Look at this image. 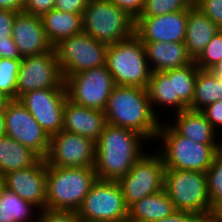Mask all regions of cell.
Returning <instances> with one entry per match:
<instances>
[{
    "mask_svg": "<svg viewBox=\"0 0 222 222\" xmlns=\"http://www.w3.org/2000/svg\"><path fill=\"white\" fill-rule=\"evenodd\" d=\"M205 218L196 212L175 210L171 215L156 222H204Z\"/></svg>",
    "mask_w": 222,
    "mask_h": 222,
    "instance_id": "obj_40",
    "label": "cell"
},
{
    "mask_svg": "<svg viewBox=\"0 0 222 222\" xmlns=\"http://www.w3.org/2000/svg\"><path fill=\"white\" fill-rule=\"evenodd\" d=\"M163 121L160 123L155 143L160 141V148L156 151L162 156L165 168L206 173L214 156L222 149V144H200L182 137L167 121Z\"/></svg>",
    "mask_w": 222,
    "mask_h": 222,
    "instance_id": "obj_4",
    "label": "cell"
},
{
    "mask_svg": "<svg viewBox=\"0 0 222 222\" xmlns=\"http://www.w3.org/2000/svg\"><path fill=\"white\" fill-rule=\"evenodd\" d=\"M6 135L31 148L41 158L47 156L50 137L19 100H10L4 109Z\"/></svg>",
    "mask_w": 222,
    "mask_h": 222,
    "instance_id": "obj_14",
    "label": "cell"
},
{
    "mask_svg": "<svg viewBox=\"0 0 222 222\" xmlns=\"http://www.w3.org/2000/svg\"><path fill=\"white\" fill-rule=\"evenodd\" d=\"M5 188V175L0 173V193L3 191Z\"/></svg>",
    "mask_w": 222,
    "mask_h": 222,
    "instance_id": "obj_48",
    "label": "cell"
},
{
    "mask_svg": "<svg viewBox=\"0 0 222 222\" xmlns=\"http://www.w3.org/2000/svg\"><path fill=\"white\" fill-rule=\"evenodd\" d=\"M55 0H25L23 12L42 17L45 13L54 9Z\"/></svg>",
    "mask_w": 222,
    "mask_h": 222,
    "instance_id": "obj_36",
    "label": "cell"
},
{
    "mask_svg": "<svg viewBox=\"0 0 222 222\" xmlns=\"http://www.w3.org/2000/svg\"><path fill=\"white\" fill-rule=\"evenodd\" d=\"M39 212L35 205L6 187L0 193V222H38Z\"/></svg>",
    "mask_w": 222,
    "mask_h": 222,
    "instance_id": "obj_27",
    "label": "cell"
},
{
    "mask_svg": "<svg viewBox=\"0 0 222 222\" xmlns=\"http://www.w3.org/2000/svg\"><path fill=\"white\" fill-rule=\"evenodd\" d=\"M103 112L108 124L140 133L152 143L156 140L161 121L151 108L147 88L116 85Z\"/></svg>",
    "mask_w": 222,
    "mask_h": 222,
    "instance_id": "obj_2",
    "label": "cell"
},
{
    "mask_svg": "<svg viewBox=\"0 0 222 222\" xmlns=\"http://www.w3.org/2000/svg\"><path fill=\"white\" fill-rule=\"evenodd\" d=\"M222 58V30L206 45L194 59L196 66L201 70H209Z\"/></svg>",
    "mask_w": 222,
    "mask_h": 222,
    "instance_id": "obj_32",
    "label": "cell"
},
{
    "mask_svg": "<svg viewBox=\"0 0 222 222\" xmlns=\"http://www.w3.org/2000/svg\"><path fill=\"white\" fill-rule=\"evenodd\" d=\"M175 211L165 189L142 198L128 208L127 222H156Z\"/></svg>",
    "mask_w": 222,
    "mask_h": 222,
    "instance_id": "obj_24",
    "label": "cell"
},
{
    "mask_svg": "<svg viewBox=\"0 0 222 222\" xmlns=\"http://www.w3.org/2000/svg\"><path fill=\"white\" fill-rule=\"evenodd\" d=\"M201 112L205 115L212 127L217 132L222 133V100H217L216 102L208 105Z\"/></svg>",
    "mask_w": 222,
    "mask_h": 222,
    "instance_id": "obj_37",
    "label": "cell"
},
{
    "mask_svg": "<svg viewBox=\"0 0 222 222\" xmlns=\"http://www.w3.org/2000/svg\"><path fill=\"white\" fill-rule=\"evenodd\" d=\"M12 38L21 58L55 51L47 39L42 19L39 16L18 13L13 22Z\"/></svg>",
    "mask_w": 222,
    "mask_h": 222,
    "instance_id": "obj_18",
    "label": "cell"
},
{
    "mask_svg": "<svg viewBox=\"0 0 222 222\" xmlns=\"http://www.w3.org/2000/svg\"><path fill=\"white\" fill-rule=\"evenodd\" d=\"M147 92L151 108L161 121L163 119L160 116L166 109H168L166 111L168 114L171 111L172 114H175L188 109V106L178 96H175L174 78H170V69L163 72H152ZM162 110L163 112H161Z\"/></svg>",
    "mask_w": 222,
    "mask_h": 222,
    "instance_id": "obj_21",
    "label": "cell"
},
{
    "mask_svg": "<svg viewBox=\"0 0 222 222\" xmlns=\"http://www.w3.org/2000/svg\"><path fill=\"white\" fill-rule=\"evenodd\" d=\"M216 79L221 80L222 81V76H215Z\"/></svg>",
    "mask_w": 222,
    "mask_h": 222,
    "instance_id": "obj_51",
    "label": "cell"
},
{
    "mask_svg": "<svg viewBox=\"0 0 222 222\" xmlns=\"http://www.w3.org/2000/svg\"><path fill=\"white\" fill-rule=\"evenodd\" d=\"M18 13L0 10V41L13 40V22Z\"/></svg>",
    "mask_w": 222,
    "mask_h": 222,
    "instance_id": "obj_38",
    "label": "cell"
},
{
    "mask_svg": "<svg viewBox=\"0 0 222 222\" xmlns=\"http://www.w3.org/2000/svg\"><path fill=\"white\" fill-rule=\"evenodd\" d=\"M211 216L222 205V149L216 153L211 166L206 171Z\"/></svg>",
    "mask_w": 222,
    "mask_h": 222,
    "instance_id": "obj_30",
    "label": "cell"
},
{
    "mask_svg": "<svg viewBox=\"0 0 222 222\" xmlns=\"http://www.w3.org/2000/svg\"><path fill=\"white\" fill-rule=\"evenodd\" d=\"M96 181L94 167L62 168L47 164L46 209L77 212Z\"/></svg>",
    "mask_w": 222,
    "mask_h": 222,
    "instance_id": "obj_3",
    "label": "cell"
},
{
    "mask_svg": "<svg viewBox=\"0 0 222 222\" xmlns=\"http://www.w3.org/2000/svg\"><path fill=\"white\" fill-rule=\"evenodd\" d=\"M194 6L222 30V0H196Z\"/></svg>",
    "mask_w": 222,
    "mask_h": 222,
    "instance_id": "obj_34",
    "label": "cell"
},
{
    "mask_svg": "<svg viewBox=\"0 0 222 222\" xmlns=\"http://www.w3.org/2000/svg\"><path fill=\"white\" fill-rule=\"evenodd\" d=\"M66 89H38L26 92L18 100L27 108L49 137L63 130Z\"/></svg>",
    "mask_w": 222,
    "mask_h": 222,
    "instance_id": "obj_15",
    "label": "cell"
},
{
    "mask_svg": "<svg viewBox=\"0 0 222 222\" xmlns=\"http://www.w3.org/2000/svg\"><path fill=\"white\" fill-rule=\"evenodd\" d=\"M24 5L25 0H0V10L20 13L23 12Z\"/></svg>",
    "mask_w": 222,
    "mask_h": 222,
    "instance_id": "obj_43",
    "label": "cell"
},
{
    "mask_svg": "<svg viewBox=\"0 0 222 222\" xmlns=\"http://www.w3.org/2000/svg\"><path fill=\"white\" fill-rule=\"evenodd\" d=\"M106 124L103 110L87 108L67 98L63 112L64 131L91 138L96 142Z\"/></svg>",
    "mask_w": 222,
    "mask_h": 222,
    "instance_id": "obj_19",
    "label": "cell"
},
{
    "mask_svg": "<svg viewBox=\"0 0 222 222\" xmlns=\"http://www.w3.org/2000/svg\"><path fill=\"white\" fill-rule=\"evenodd\" d=\"M190 5H195L196 0H186Z\"/></svg>",
    "mask_w": 222,
    "mask_h": 222,
    "instance_id": "obj_50",
    "label": "cell"
},
{
    "mask_svg": "<svg viewBox=\"0 0 222 222\" xmlns=\"http://www.w3.org/2000/svg\"><path fill=\"white\" fill-rule=\"evenodd\" d=\"M198 72L199 68L194 61L184 67L170 69V78H174L175 96L188 107L192 103Z\"/></svg>",
    "mask_w": 222,
    "mask_h": 222,
    "instance_id": "obj_29",
    "label": "cell"
},
{
    "mask_svg": "<svg viewBox=\"0 0 222 222\" xmlns=\"http://www.w3.org/2000/svg\"><path fill=\"white\" fill-rule=\"evenodd\" d=\"M107 47L106 43L83 32L58 43L54 49L64 80L78 72L106 65Z\"/></svg>",
    "mask_w": 222,
    "mask_h": 222,
    "instance_id": "obj_9",
    "label": "cell"
},
{
    "mask_svg": "<svg viewBox=\"0 0 222 222\" xmlns=\"http://www.w3.org/2000/svg\"><path fill=\"white\" fill-rule=\"evenodd\" d=\"M22 59L0 58V93L16 100L18 73Z\"/></svg>",
    "mask_w": 222,
    "mask_h": 222,
    "instance_id": "obj_31",
    "label": "cell"
},
{
    "mask_svg": "<svg viewBox=\"0 0 222 222\" xmlns=\"http://www.w3.org/2000/svg\"><path fill=\"white\" fill-rule=\"evenodd\" d=\"M0 58L22 59L18 47L14 40L0 41Z\"/></svg>",
    "mask_w": 222,
    "mask_h": 222,
    "instance_id": "obj_42",
    "label": "cell"
},
{
    "mask_svg": "<svg viewBox=\"0 0 222 222\" xmlns=\"http://www.w3.org/2000/svg\"><path fill=\"white\" fill-rule=\"evenodd\" d=\"M87 4V0H55L54 9L82 15Z\"/></svg>",
    "mask_w": 222,
    "mask_h": 222,
    "instance_id": "obj_41",
    "label": "cell"
},
{
    "mask_svg": "<svg viewBox=\"0 0 222 222\" xmlns=\"http://www.w3.org/2000/svg\"><path fill=\"white\" fill-rule=\"evenodd\" d=\"M67 97L91 109L103 110L114 87L112 74L106 67H97L73 74L65 79Z\"/></svg>",
    "mask_w": 222,
    "mask_h": 222,
    "instance_id": "obj_11",
    "label": "cell"
},
{
    "mask_svg": "<svg viewBox=\"0 0 222 222\" xmlns=\"http://www.w3.org/2000/svg\"><path fill=\"white\" fill-rule=\"evenodd\" d=\"M9 101H10L9 98L0 93V113L4 112V109L6 108V105Z\"/></svg>",
    "mask_w": 222,
    "mask_h": 222,
    "instance_id": "obj_46",
    "label": "cell"
},
{
    "mask_svg": "<svg viewBox=\"0 0 222 222\" xmlns=\"http://www.w3.org/2000/svg\"><path fill=\"white\" fill-rule=\"evenodd\" d=\"M6 135V123L4 112L0 113V137Z\"/></svg>",
    "mask_w": 222,
    "mask_h": 222,
    "instance_id": "obj_45",
    "label": "cell"
},
{
    "mask_svg": "<svg viewBox=\"0 0 222 222\" xmlns=\"http://www.w3.org/2000/svg\"><path fill=\"white\" fill-rule=\"evenodd\" d=\"M221 29L194 5L188 6L185 47L194 60Z\"/></svg>",
    "mask_w": 222,
    "mask_h": 222,
    "instance_id": "obj_23",
    "label": "cell"
},
{
    "mask_svg": "<svg viewBox=\"0 0 222 222\" xmlns=\"http://www.w3.org/2000/svg\"><path fill=\"white\" fill-rule=\"evenodd\" d=\"M170 116L173 120L171 121L167 117L168 124L182 137H187L200 144H222V135L212 127L201 111L187 109Z\"/></svg>",
    "mask_w": 222,
    "mask_h": 222,
    "instance_id": "obj_20",
    "label": "cell"
},
{
    "mask_svg": "<svg viewBox=\"0 0 222 222\" xmlns=\"http://www.w3.org/2000/svg\"><path fill=\"white\" fill-rule=\"evenodd\" d=\"M41 19L47 39L53 47L62 40L83 32L81 14L52 9Z\"/></svg>",
    "mask_w": 222,
    "mask_h": 222,
    "instance_id": "obj_25",
    "label": "cell"
},
{
    "mask_svg": "<svg viewBox=\"0 0 222 222\" xmlns=\"http://www.w3.org/2000/svg\"><path fill=\"white\" fill-rule=\"evenodd\" d=\"M41 157L7 135L0 137V173L6 175L36 164Z\"/></svg>",
    "mask_w": 222,
    "mask_h": 222,
    "instance_id": "obj_26",
    "label": "cell"
},
{
    "mask_svg": "<svg viewBox=\"0 0 222 222\" xmlns=\"http://www.w3.org/2000/svg\"><path fill=\"white\" fill-rule=\"evenodd\" d=\"M204 222H219V221L213 216H210V217H206Z\"/></svg>",
    "mask_w": 222,
    "mask_h": 222,
    "instance_id": "obj_49",
    "label": "cell"
},
{
    "mask_svg": "<svg viewBox=\"0 0 222 222\" xmlns=\"http://www.w3.org/2000/svg\"><path fill=\"white\" fill-rule=\"evenodd\" d=\"M95 145L91 138L67 131L50 137L46 164L62 168L94 167Z\"/></svg>",
    "mask_w": 222,
    "mask_h": 222,
    "instance_id": "obj_13",
    "label": "cell"
},
{
    "mask_svg": "<svg viewBox=\"0 0 222 222\" xmlns=\"http://www.w3.org/2000/svg\"><path fill=\"white\" fill-rule=\"evenodd\" d=\"M83 33L107 45L135 35V19L109 0L88 2L82 14Z\"/></svg>",
    "mask_w": 222,
    "mask_h": 222,
    "instance_id": "obj_5",
    "label": "cell"
},
{
    "mask_svg": "<svg viewBox=\"0 0 222 222\" xmlns=\"http://www.w3.org/2000/svg\"><path fill=\"white\" fill-rule=\"evenodd\" d=\"M213 217L222 222V205L213 213Z\"/></svg>",
    "mask_w": 222,
    "mask_h": 222,
    "instance_id": "obj_47",
    "label": "cell"
},
{
    "mask_svg": "<svg viewBox=\"0 0 222 222\" xmlns=\"http://www.w3.org/2000/svg\"><path fill=\"white\" fill-rule=\"evenodd\" d=\"M38 89H66L55 51L22 58L16 100L26 92Z\"/></svg>",
    "mask_w": 222,
    "mask_h": 222,
    "instance_id": "obj_12",
    "label": "cell"
},
{
    "mask_svg": "<svg viewBox=\"0 0 222 222\" xmlns=\"http://www.w3.org/2000/svg\"><path fill=\"white\" fill-rule=\"evenodd\" d=\"M77 213L82 222H127L128 207L119 182L97 179Z\"/></svg>",
    "mask_w": 222,
    "mask_h": 222,
    "instance_id": "obj_8",
    "label": "cell"
},
{
    "mask_svg": "<svg viewBox=\"0 0 222 222\" xmlns=\"http://www.w3.org/2000/svg\"><path fill=\"white\" fill-rule=\"evenodd\" d=\"M152 72L181 68L194 60L182 42H143Z\"/></svg>",
    "mask_w": 222,
    "mask_h": 222,
    "instance_id": "obj_22",
    "label": "cell"
},
{
    "mask_svg": "<svg viewBox=\"0 0 222 222\" xmlns=\"http://www.w3.org/2000/svg\"><path fill=\"white\" fill-rule=\"evenodd\" d=\"M164 189L175 210L211 216L206 173L165 168Z\"/></svg>",
    "mask_w": 222,
    "mask_h": 222,
    "instance_id": "obj_7",
    "label": "cell"
},
{
    "mask_svg": "<svg viewBox=\"0 0 222 222\" xmlns=\"http://www.w3.org/2000/svg\"><path fill=\"white\" fill-rule=\"evenodd\" d=\"M146 142L140 133L107 123L95 145L97 179L118 181L125 176L147 152L144 148L150 142Z\"/></svg>",
    "mask_w": 222,
    "mask_h": 222,
    "instance_id": "obj_1",
    "label": "cell"
},
{
    "mask_svg": "<svg viewBox=\"0 0 222 222\" xmlns=\"http://www.w3.org/2000/svg\"><path fill=\"white\" fill-rule=\"evenodd\" d=\"M106 67L117 86L147 88L152 73L144 44L136 35L108 45Z\"/></svg>",
    "mask_w": 222,
    "mask_h": 222,
    "instance_id": "obj_6",
    "label": "cell"
},
{
    "mask_svg": "<svg viewBox=\"0 0 222 222\" xmlns=\"http://www.w3.org/2000/svg\"><path fill=\"white\" fill-rule=\"evenodd\" d=\"M217 100H222V81L216 79L210 70L199 69L194 96L188 109L202 111Z\"/></svg>",
    "mask_w": 222,
    "mask_h": 222,
    "instance_id": "obj_28",
    "label": "cell"
},
{
    "mask_svg": "<svg viewBox=\"0 0 222 222\" xmlns=\"http://www.w3.org/2000/svg\"><path fill=\"white\" fill-rule=\"evenodd\" d=\"M164 172L165 165L162 156L156 150L147 151L129 172L118 180L127 207L163 190Z\"/></svg>",
    "mask_w": 222,
    "mask_h": 222,
    "instance_id": "obj_10",
    "label": "cell"
},
{
    "mask_svg": "<svg viewBox=\"0 0 222 222\" xmlns=\"http://www.w3.org/2000/svg\"><path fill=\"white\" fill-rule=\"evenodd\" d=\"M209 70L214 76H222V58Z\"/></svg>",
    "mask_w": 222,
    "mask_h": 222,
    "instance_id": "obj_44",
    "label": "cell"
},
{
    "mask_svg": "<svg viewBox=\"0 0 222 222\" xmlns=\"http://www.w3.org/2000/svg\"><path fill=\"white\" fill-rule=\"evenodd\" d=\"M47 164L41 158L36 164L5 175V187L20 198L46 209Z\"/></svg>",
    "mask_w": 222,
    "mask_h": 222,
    "instance_id": "obj_17",
    "label": "cell"
},
{
    "mask_svg": "<svg viewBox=\"0 0 222 222\" xmlns=\"http://www.w3.org/2000/svg\"><path fill=\"white\" fill-rule=\"evenodd\" d=\"M38 222H82L76 211H53L44 209L39 212Z\"/></svg>",
    "mask_w": 222,
    "mask_h": 222,
    "instance_id": "obj_35",
    "label": "cell"
},
{
    "mask_svg": "<svg viewBox=\"0 0 222 222\" xmlns=\"http://www.w3.org/2000/svg\"><path fill=\"white\" fill-rule=\"evenodd\" d=\"M189 5L186 0H146L140 17H156L183 11Z\"/></svg>",
    "mask_w": 222,
    "mask_h": 222,
    "instance_id": "obj_33",
    "label": "cell"
},
{
    "mask_svg": "<svg viewBox=\"0 0 222 222\" xmlns=\"http://www.w3.org/2000/svg\"><path fill=\"white\" fill-rule=\"evenodd\" d=\"M120 9H123L135 20L143 12L146 0H109Z\"/></svg>",
    "mask_w": 222,
    "mask_h": 222,
    "instance_id": "obj_39",
    "label": "cell"
},
{
    "mask_svg": "<svg viewBox=\"0 0 222 222\" xmlns=\"http://www.w3.org/2000/svg\"><path fill=\"white\" fill-rule=\"evenodd\" d=\"M188 7L156 17H138L135 35L142 42H185Z\"/></svg>",
    "mask_w": 222,
    "mask_h": 222,
    "instance_id": "obj_16",
    "label": "cell"
}]
</instances>
